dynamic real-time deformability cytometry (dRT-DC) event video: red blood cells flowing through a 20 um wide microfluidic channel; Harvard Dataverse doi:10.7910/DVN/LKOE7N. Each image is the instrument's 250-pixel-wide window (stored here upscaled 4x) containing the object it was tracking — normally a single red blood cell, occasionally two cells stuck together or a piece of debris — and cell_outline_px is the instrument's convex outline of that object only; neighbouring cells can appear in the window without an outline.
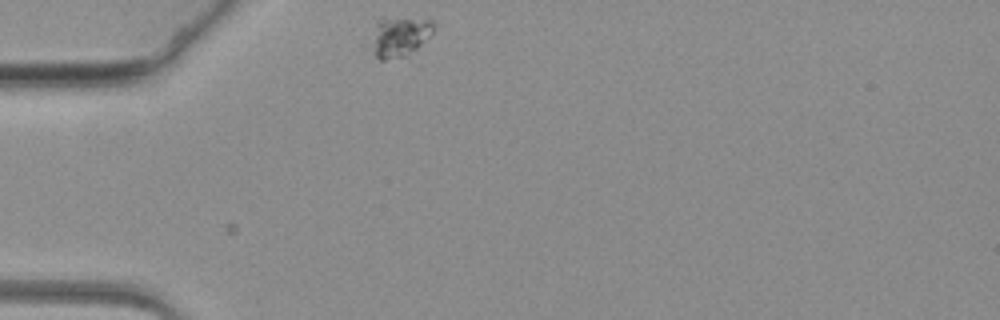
{"species": "common noctule bat (a hibernating species)", "species_latin": "Nyctalus noctula", "temperature_condition": "warm", "stored_images_in_passage": 5, "camera_frame_rate_fps": 3000, "um_per_image_px": 0.085, "animal": {"sex": "female", "body_mass_g": 19.3, "forearm_length_mm": 54.1}, "frame": {"image": 1, "passage_image": 1, "time_ms": 0.0, "image_size_px": [1000, 320], "cell_outline_px": [[432, 32], [416, 48], [404, 56], [384, 60], [380, 60], [376, 56], [368, 44], [376, 20], [380, 16], [384, 16], [432, 20]], "centroid_in_image_um": [33.83, 3.07], "position_along_channel_um": 51.2, "area_um2": 14.74}}